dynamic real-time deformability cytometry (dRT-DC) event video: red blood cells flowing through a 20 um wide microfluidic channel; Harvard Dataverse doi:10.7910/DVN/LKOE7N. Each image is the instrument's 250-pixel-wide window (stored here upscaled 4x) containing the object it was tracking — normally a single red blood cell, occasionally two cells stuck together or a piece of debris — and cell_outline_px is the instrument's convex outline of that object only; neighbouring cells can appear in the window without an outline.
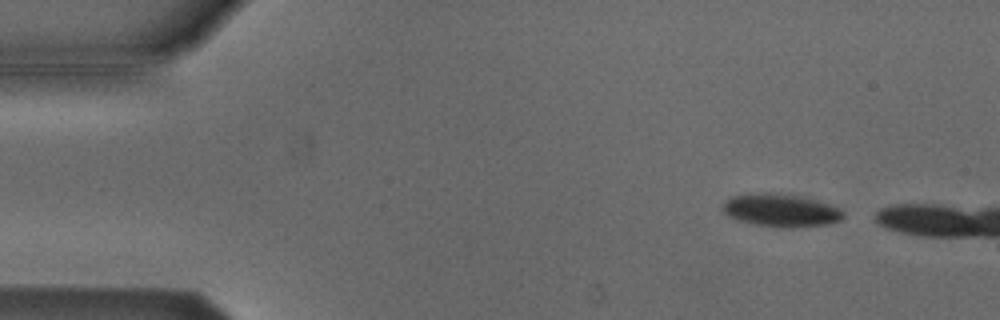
{"species": "Egyptian fruit bat (a non-hibernating species)", "species_latin": "Rousettus aegyptiacus", "temperature_condition": "cold", "stored_images_in_passage": 4, "camera_frame_rate_fps": 3000, "um_per_image_px": 0.085, "animal": {"sex": "male"}, "frame": {"image": 1, "passage_image": 1, "time_ms": 0.0, "image_size_px": [1000, 320], "cell_outline_px": [[844, 216], [840, 220], [828, 224], [752, 224], [736, 220], [728, 216], [720, 208], [724, 200], [732, 196], [748, 192], [772, 192], [796, 196], [828, 204], [840, 208], [844, 212]], "centroid_in_image_um": [66.24, 17.81], "position_along_channel_um": 18.8, "area_um2": 22.2}}